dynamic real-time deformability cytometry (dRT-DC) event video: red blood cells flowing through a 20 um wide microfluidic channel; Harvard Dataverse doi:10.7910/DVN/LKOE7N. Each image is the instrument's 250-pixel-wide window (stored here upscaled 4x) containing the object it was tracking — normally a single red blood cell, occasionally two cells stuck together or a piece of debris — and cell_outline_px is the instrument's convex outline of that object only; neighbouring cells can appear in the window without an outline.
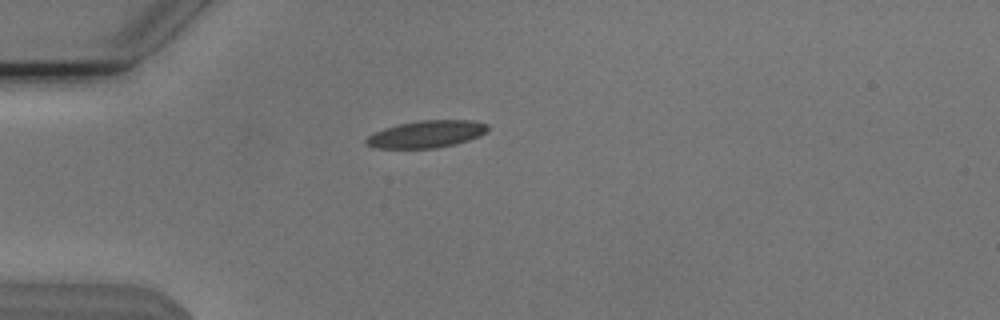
{"species": "Egyptian fruit bat (a non-hibernating species)", "species_latin": "Rousettus aegyptiacus", "temperature_condition": "cold", "stored_images_in_passage": 40, "camera_frame_rate_fps": 3000, "um_per_image_px": 0.085, "animal": {"sex": "male"}, "frame": {"image": 1, "passage_image": 1, "time_ms": 0.0, "image_size_px": [1000, 320], "cell_outline_px": [[488, 132], [480, 136], [456, 144], [436, 148], [372, 148], [364, 144], [364, 140], [368, 136], [384, 128], [400, 124], [420, 120], [472, 120], [488, 124]], "centroid_in_image_um": [36.26, 11.4], "position_along_channel_um": 48.7, "area_um2": 19.36}}
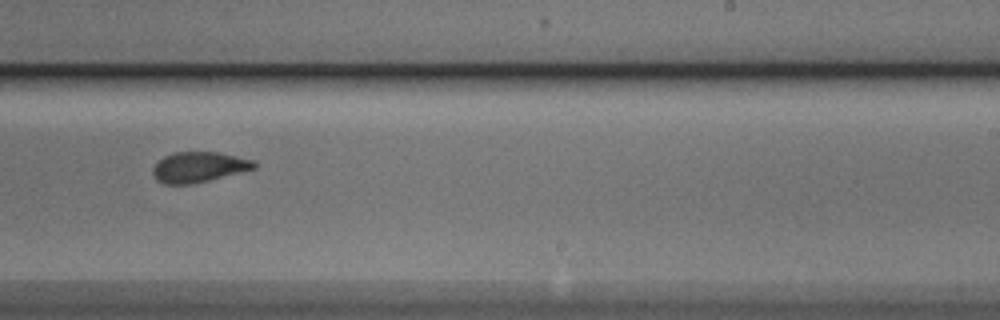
{"frame": {"image": 2, "passage_image": 20, "time_ms": 6.333, "image_size_px": [1000, 320], "cell_outline_px": [[256, 168], [192, 184], [164, 184], [156, 180], [152, 172], [152, 168], [164, 156], [176, 152], [220, 152], [256, 160]], "centroid_in_image_um": [16.91, 14.19], "position_along_channel_um": 272.1, "area_um2": 17.92}}
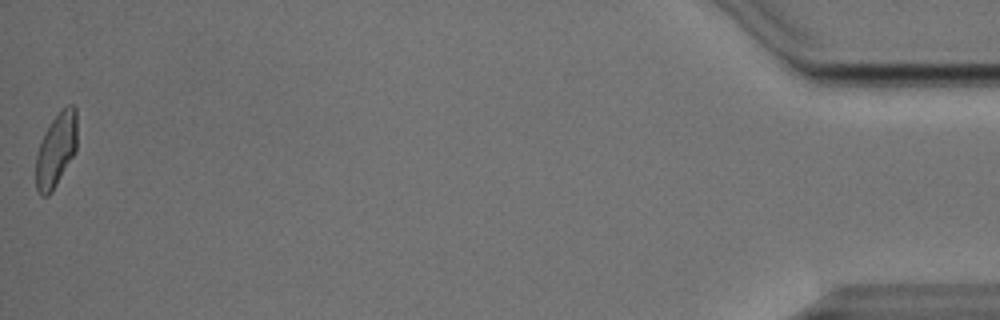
{"frame": {"image": 3, "passage_image": 40, "time_ms": 13.0, "image_size_px": [1000, 320], "cell_outline_px": [[76, 152], [52, 192], [48, 196], [40, 196], [36, 188], [36, 152], [40, 140], [44, 132], [52, 120], [68, 104], [72, 104], [76, 108]], "centroid_in_image_um": [4.75, 12.77], "position_along_channel_um": 430.4, "area_um2": 17.86}, "authors_computed_cell_mechanics": {"area_um2": 18.4093, "velocity_mm_per_s": 3.7992, "shape_relaxation_time_tau1_ms": 6.4018, "shape_relaxation_time_tau2_ms": 1.1215, "deformation_change_tau1": 0.1575, "deformation_change_tau2": 0.0667}}